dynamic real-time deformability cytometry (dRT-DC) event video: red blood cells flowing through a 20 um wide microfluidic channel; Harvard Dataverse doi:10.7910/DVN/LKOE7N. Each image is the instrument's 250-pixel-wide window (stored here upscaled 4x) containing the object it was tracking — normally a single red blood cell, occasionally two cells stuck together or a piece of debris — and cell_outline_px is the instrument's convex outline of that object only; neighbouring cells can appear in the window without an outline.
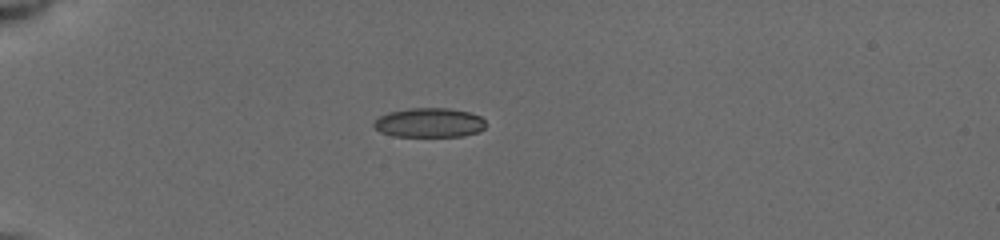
{"species": "common noctule bat (a hibernating species)", "species_latin": "Nyctalus noctula", "temperature_condition": "cold", "stored_images_in_passage": 12, "camera_frame_rate_fps": 3000, "um_per_image_px": 0.085, "animal": {"sex": "female", "body_mass_g": 19.5, "forearm_length_mm": 54.1}, "frame": {"image": 1, "passage_image": 1, "time_ms": 0.0, "image_size_px": [1000, 240], "cell_outline_px": [[484, 128], [476, 132], [460, 136], [392, 136], [380, 132], [372, 124], [380, 116], [388, 112], [408, 108], [448, 108], [468, 112], [480, 116], [484, 120]], "centroid_in_image_um": [36.45, 10.42], "position_along_channel_um": 48.5, "area_um2": 19.02}}
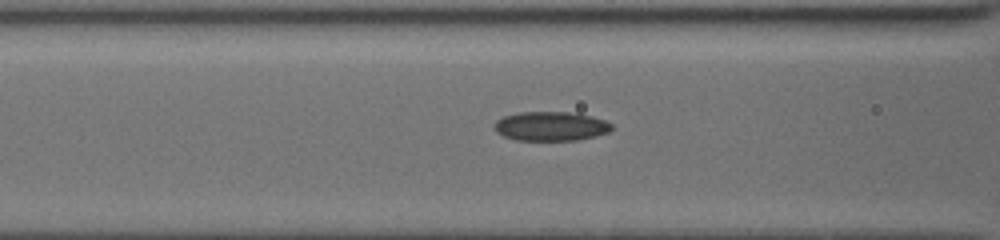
{"frame": {"image": 2, "passage_image": 9, "time_ms": 2.667, "image_size_px": [1000, 240], "cell_outline_px": [[612, 128], [608, 132], [596, 136], [576, 140], [516, 140], [504, 136], [496, 132], [496, 120], [504, 116], [520, 112], [576, 112], [592, 116], [604, 120], [612, 124]], "centroid_in_image_um": [46.84, 10.72], "position_along_channel_um": 119.8, "area_um2": 19.94}}
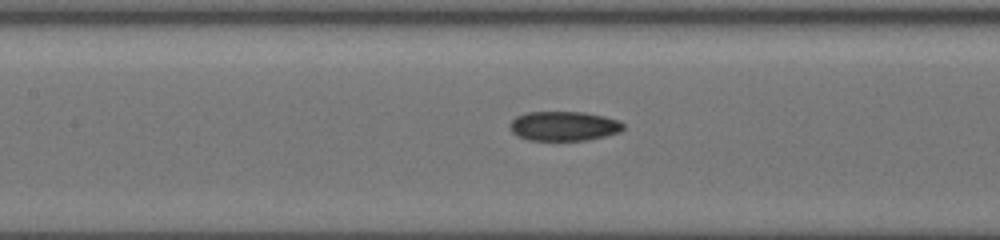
{"frame": {"image": 3, "passage_image": 12, "time_ms": 3.667, "image_size_px": [1000, 240], "cell_outline_px": [[624, 128], [620, 132], [604, 136], [584, 140], [528, 140], [512, 132], [508, 124], [516, 116], [524, 112], [584, 112], [604, 116], [616, 120], [624, 124]], "centroid_in_image_um": [47.9, 10.7], "position_along_channel_um": 159.5, "area_um2": 19.42}}